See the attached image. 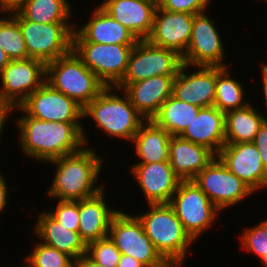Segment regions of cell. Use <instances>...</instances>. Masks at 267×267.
<instances>
[{
    "instance_id": "obj_32",
    "label": "cell",
    "mask_w": 267,
    "mask_h": 267,
    "mask_svg": "<svg viewBox=\"0 0 267 267\" xmlns=\"http://www.w3.org/2000/svg\"><path fill=\"white\" fill-rule=\"evenodd\" d=\"M34 244L33 251L24 258L27 267H74L75 260L68 254L42 242Z\"/></svg>"
},
{
    "instance_id": "obj_36",
    "label": "cell",
    "mask_w": 267,
    "mask_h": 267,
    "mask_svg": "<svg viewBox=\"0 0 267 267\" xmlns=\"http://www.w3.org/2000/svg\"><path fill=\"white\" fill-rule=\"evenodd\" d=\"M211 0H157V6L170 12L199 14L207 12Z\"/></svg>"
},
{
    "instance_id": "obj_40",
    "label": "cell",
    "mask_w": 267,
    "mask_h": 267,
    "mask_svg": "<svg viewBox=\"0 0 267 267\" xmlns=\"http://www.w3.org/2000/svg\"><path fill=\"white\" fill-rule=\"evenodd\" d=\"M7 183L5 178L3 177V174H0V215L4 211L5 207L7 206V199L8 198V190H7Z\"/></svg>"
},
{
    "instance_id": "obj_18",
    "label": "cell",
    "mask_w": 267,
    "mask_h": 267,
    "mask_svg": "<svg viewBox=\"0 0 267 267\" xmlns=\"http://www.w3.org/2000/svg\"><path fill=\"white\" fill-rule=\"evenodd\" d=\"M193 14L170 12L157 6L153 28L147 40L158 47L171 49L183 56L191 37Z\"/></svg>"
},
{
    "instance_id": "obj_37",
    "label": "cell",
    "mask_w": 267,
    "mask_h": 267,
    "mask_svg": "<svg viewBox=\"0 0 267 267\" xmlns=\"http://www.w3.org/2000/svg\"><path fill=\"white\" fill-rule=\"evenodd\" d=\"M257 147L262 163L267 169V120L265 119L260 125L255 140L253 141Z\"/></svg>"
},
{
    "instance_id": "obj_9",
    "label": "cell",
    "mask_w": 267,
    "mask_h": 267,
    "mask_svg": "<svg viewBox=\"0 0 267 267\" xmlns=\"http://www.w3.org/2000/svg\"><path fill=\"white\" fill-rule=\"evenodd\" d=\"M134 45L73 42L72 50L106 87L116 86L125 75Z\"/></svg>"
},
{
    "instance_id": "obj_44",
    "label": "cell",
    "mask_w": 267,
    "mask_h": 267,
    "mask_svg": "<svg viewBox=\"0 0 267 267\" xmlns=\"http://www.w3.org/2000/svg\"><path fill=\"white\" fill-rule=\"evenodd\" d=\"M10 59L6 55L5 51L0 48V72L9 63Z\"/></svg>"
},
{
    "instance_id": "obj_3",
    "label": "cell",
    "mask_w": 267,
    "mask_h": 267,
    "mask_svg": "<svg viewBox=\"0 0 267 267\" xmlns=\"http://www.w3.org/2000/svg\"><path fill=\"white\" fill-rule=\"evenodd\" d=\"M149 211L136 215L157 252L169 264L183 266L194 240L169 204H148ZM184 260V261H183Z\"/></svg>"
},
{
    "instance_id": "obj_4",
    "label": "cell",
    "mask_w": 267,
    "mask_h": 267,
    "mask_svg": "<svg viewBox=\"0 0 267 267\" xmlns=\"http://www.w3.org/2000/svg\"><path fill=\"white\" fill-rule=\"evenodd\" d=\"M114 90V86L106 87L84 108L83 117H91L97 129L109 137L131 142L146 119L131 104L124 91L121 96Z\"/></svg>"
},
{
    "instance_id": "obj_45",
    "label": "cell",
    "mask_w": 267,
    "mask_h": 267,
    "mask_svg": "<svg viewBox=\"0 0 267 267\" xmlns=\"http://www.w3.org/2000/svg\"><path fill=\"white\" fill-rule=\"evenodd\" d=\"M261 262H262L264 267H267V254H266L265 258H263V260Z\"/></svg>"
},
{
    "instance_id": "obj_28",
    "label": "cell",
    "mask_w": 267,
    "mask_h": 267,
    "mask_svg": "<svg viewBox=\"0 0 267 267\" xmlns=\"http://www.w3.org/2000/svg\"><path fill=\"white\" fill-rule=\"evenodd\" d=\"M200 107L180 101L171 95L152 120L171 136H180L197 117Z\"/></svg>"
},
{
    "instance_id": "obj_13",
    "label": "cell",
    "mask_w": 267,
    "mask_h": 267,
    "mask_svg": "<svg viewBox=\"0 0 267 267\" xmlns=\"http://www.w3.org/2000/svg\"><path fill=\"white\" fill-rule=\"evenodd\" d=\"M45 78L46 64L41 60H10L0 72V93L16 108L45 83Z\"/></svg>"
},
{
    "instance_id": "obj_7",
    "label": "cell",
    "mask_w": 267,
    "mask_h": 267,
    "mask_svg": "<svg viewBox=\"0 0 267 267\" xmlns=\"http://www.w3.org/2000/svg\"><path fill=\"white\" fill-rule=\"evenodd\" d=\"M168 204L195 242L221 212L193 180L181 181Z\"/></svg>"
},
{
    "instance_id": "obj_15",
    "label": "cell",
    "mask_w": 267,
    "mask_h": 267,
    "mask_svg": "<svg viewBox=\"0 0 267 267\" xmlns=\"http://www.w3.org/2000/svg\"><path fill=\"white\" fill-rule=\"evenodd\" d=\"M216 157L254 193L267 188V169L253 142L225 144Z\"/></svg>"
},
{
    "instance_id": "obj_26",
    "label": "cell",
    "mask_w": 267,
    "mask_h": 267,
    "mask_svg": "<svg viewBox=\"0 0 267 267\" xmlns=\"http://www.w3.org/2000/svg\"><path fill=\"white\" fill-rule=\"evenodd\" d=\"M171 135L152 119L145 120L131 143H134L139 163L169 161V141Z\"/></svg>"
},
{
    "instance_id": "obj_14",
    "label": "cell",
    "mask_w": 267,
    "mask_h": 267,
    "mask_svg": "<svg viewBox=\"0 0 267 267\" xmlns=\"http://www.w3.org/2000/svg\"><path fill=\"white\" fill-rule=\"evenodd\" d=\"M29 117L49 122H81L84 109L74 100L44 83L19 106Z\"/></svg>"
},
{
    "instance_id": "obj_6",
    "label": "cell",
    "mask_w": 267,
    "mask_h": 267,
    "mask_svg": "<svg viewBox=\"0 0 267 267\" xmlns=\"http://www.w3.org/2000/svg\"><path fill=\"white\" fill-rule=\"evenodd\" d=\"M11 14L19 22L29 58L47 64L72 51L74 23L43 24L26 20L18 11Z\"/></svg>"
},
{
    "instance_id": "obj_41",
    "label": "cell",
    "mask_w": 267,
    "mask_h": 267,
    "mask_svg": "<svg viewBox=\"0 0 267 267\" xmlns=\"http://www.w3.org/2000/svg\"><path fill=\"white\" fill-rule=\"evenodd\" d=\"M117 267H146V266L143 265L134 257L122 254Z\"/></svg>"
},
{
    "instance_id": "obj_2",
    "label": "cell",
    "mask_w": 267,
    "mask_h": 267,
    "mask_svg": "<svg viewBox=\"0 0 267 267\" xmlns=\"http://www.w3.org/2000/svg\"><path fill=\"white\" fill-rule=\"evenodd\" d=\"M56 168L47 195L56 200L77 201L92 197L104 189L97 184L103 157L91 147L48 161ZM101 185V186H100Z\"/></svg>"
},
{
    "instance_id": "obj_46",
    "label": "cell",
    "mask_w": 267,
    "mask_h": 267,
    "mask_svg": "<svg viewBox=\"0 0 267 267\" xmlns=\"http://www.w3.org/2000/svg\"><path fill=\"white\" fill-rule=\"evenodd\" d=\"M169 267H182V266H174V265H170Z\"/></svg>"
},
{
    "instance_id": "obj_10",
    "label": "cell",
    "mask_w": 267,
    "mask_h": 267,
    "mask_svg": "<svg viewBox=\"0 0 267 267\" xmlns=\"http://www.w3.org/2000/svg\"><path fill=\"white\" fill-rule=\"evenodd\" d=\"M183 65L177 52L139 40L129 57L125 75L119 83H134L155 76H176Z\"/></svg>"
},
{
    "instance_id": "obj_25",
    "label": "cell",
    "mask_w": 267,
    "mask_h": 267,
    "mask_svg": "<svg viewBox=\"0 0 267 267\" xmlns=\"http://www.w3.org/2000/svg\"><path fill=\"white\" fill-rule=\"evenodd\" d=\"M37 213V222L34 223V234L41 238L40 242L51 246L78 260L86 254V244L79 233L62 226L49 212Z\"/></svg>"
},
{
    "instance_id": "obj_35",
    "label": "cell",
    "mask_w": 267,
    "mask_h": 267,
    "mask_svg": "<svg viewBox=\"0 0 267 267\" xmlns=\"http://www.w3.org/2000/svg\"><path fill=\"white\" fill-rule=\"evenodd\" d=\"M55 210L48 212L58 221L62 226L67 227L72 231L79 230V200H58Z\"/></svg>"
},
{
    "instance_id": "obj_21",
    "label": "cell",
    "mask_w": 267,
    "mask_h": 267,
    "mask_svg": "<svg viewBox=\"0 0 267 267\" xmlns=\"http://www.w3.org/2000/svg\"><path fill=\"white\" fill-rule=\"evenodd\" d=\"M93 10L87 23L74 29L73 42L135 45L139 41L134 33L109 16L99 6Z\"/></svg>"
},
{
    "instance_id": "obj_39",
    "label": "cell",
    "mask_w": 267,
    "mask_h": 267,
    "mask_svg": "<svg viewBox=\"0 0 267 267\" xmlns=\"http://www.w3.org/2000/svg\"><path fill=\"white\" fill-rule=\"evenodd\" d=\"M27 0H0V13L8 14L18 11Z\"/></svg>"
},
{
    "instance_id": "obj_19",
    "label": "cell",
    "mask_w": 267,
    "mask_h": 267,
    "mask_svg": "<svg viewBox=\"0 0 267 267\" xmlns=\"http://www.w3.org/2000/svg\"><path fill=\"white\" fill-rule=\"evenodd\" d=\"M174 77L155 76L134 83H118L115 88L118 93L123 90L136 110L151 120L172 95Z\"/></svg>"
},
{
    "instance_id": "obj_1",
    "label": "cell",
    "mask_w": 267,
    "mask_h": 267,
    "mask_svg": "<svg viewBox=\"0 0 267 267\" xmlns=\"http://www.w3.org/2000/svg\"><path fill=\"white\" fill-rule=\"evenodd\" d=\"M14 109L23 113L16 120L23 155L35 158L37 162L47 163L88 145L82 122H49L29 117L20 107Z\"/></svg>"
},
{
    "instance_id": "obj_17",
    "label": "cell",
    "mask_w": 267,
    "mask_h": 267,
    "mask_svg": "<svg viewBox=\"0 0 267 267\" xmlns=\"http://www.w3.org/2000/svg\"><path fill=\"white\" fill-rule=\"evenodd\" d=\"M188 68L192 69V66L183 63L174 77L172 95L200 108L213 106L216 66H195L196 71L187 74Z\"/></svg>"
},
{
    "instance_id": "obj_22",
    "label": "cell",
    "mask_w": 267,
    "mask_h": 267,
    "mask_svg": "<svg viewBox=\"0 0 267 267\" xmlns=\"http://www.w3.org/2000/svg\"><path fill=\"white\" fill-rule=\"evenodd\" d=\"M105 188L98 194L79 200V236L86 246L107 237L113 216L119 211L109 208Z\"/></svg>"
},
{
    "instance_id": "obj_31",
    "label": "cell",
    "mask_w": 267,
    "mask_h": 267,
    "mask_svg": "<svg viewBox=\"0 0 267 267\" xmlns=\"http://www.w3.org/2000/svg\"><path fill=\"white\" fill-rule=\"evenodd\" d=\"M6 15L0 18V48L10 60L29 58L18 20L11 13Z\"/></svg>"
},
{
    "instance_id": "obj_11",
    "label": "cell",
    "mask_w": 267,
    "mask_h": 267,
    "mask_svg": "<svg viewBox=\"0 0 267 267\" xmlns=\"http://www.w3.org/2000/svg\"><path fill=\"white\" fill-rule=\"evenodd\" d=\"M193 181L222 212L251 196L253 190L233 174L217 157Z\"/></svg>"
},
{
    "instance_id": "obj_30",
    "label": "cell",
    "mask_w": 267,
    "mask_h": 267,
    "mask_svg": "<svg viewBox=\"0 0 267 267\" xmlns=\"http://www.w3.org/2000/svg\"><path fill=\"white\" fill-rule=\"evenodd\" d=\"M228 69L229 66H216V88L213 106L223 113L243 108L250 103L243 100L245 99L243 85L237 79L230 77Z\"/></svg>"
},
{
    "instance_id": "obj_20",
    "label": "cell",
    "mask_w": 267,
    "mask_h": 267,
    "mask_svg": "<svg viewBox=\"0 0 267 267\" xmlns=\"http://www.w3.org/2000/svg\"><path fill=\"white\" fill-rule=\"evenodd\" d=\"M98 6L134 33L139 40L150 36L157 0H108Z\"/></svg>"
},
{
    "instance_id": "obj_23",
    "label": "cell",
    "mask_w": 267,
    "mask_h": 267,
    "mask_svg": "<svg viewBox=\"0 0 267 267\" xmlns=\"http://www.w3.org/2000/svg\"><path fill=\"white\" fill-rule=\"evenodd\" d=\"M216 155L208 148L194 144L181 136H171L169 162L174 173L182 180H193Z\"/></svg>"
},
{
    "instance_id": "obj_24",
    "label": "cell",
    "mask_w": 267,
    "mask_h": 267,
    "mask_svg": "<svg viewBox=\"0 0 267 267\" xmlns=\"http://www.w3.org/2000/svg\"><path fill=\"white\" fill-rule=\"evenodd\" d=\"M180 136L217 155L225 145V113L215 106L200 108L197 117Z\"/></svg>"
},
{
    "instance_id": "obj_12",
    "label": "cell",
    "mask_w": 267,
    "mask_h": 267,
    "mask_svg": "<svg viewBox=\"0 0 267 267\" xmlns=\"http://www.w3.org/2000/svg\"><path fill=\"white\" fill-rule=\"evenodd\" d=\"M214 22L205 12L194 14L189 45L182 56L184 64L193 69L195 66L228 67L223 61L224 43Z\"/></svg>"
},
{
    "instance_id": "obj_43",
    "label": "cell",
    "mask_w": 267,
    "mask_h": 267,
    "mask_svg": "<svg viewBox=\"0 0 267 267\" xmlns=\"http://www.w3.org/2000/svg\"><path fill=\"white\" fill-rule=\"evenodd\" d=\"M261 66H262L261 75H262V83H263V86H262L263 87V92L262 93H264V97L263 98H265L264 102L266 103L265 105H266V108H267V63L264 64V62H263ZM266 114L267 113H264L263 115H264L265 119L267 120V117L265 116Z\"/></svg>"
},
{
    "instance_id": "obj_29",
    "label": "cell",
    "mask_w": 267,
    "mask_h": 267,
    "mask_svg": "<svg viewBox=\"0 0 267 267\" xmlns=\"http://www.w3.org/2000/svg\"><path fill=\"white\" fill-rule=\"evenodd\" d=\"M69 0H27L18 12L37 23H70L72 17Z\"/></svg>"
},
{
    "instance_id": "obj_8",
    "label": "cell",
    "mask_w": 267,
    "mask_h": 267,
    "mask_svg": "<svg viewBox=\"0 0 267 267\" xmlns=\"http://www.w3.org/2000/svg\"><path fill=\"white\" fill-rule=\"evenodd\" d=\"M108 236L121 254L132 256L146 267H169L157 252L135 215L118 211L112 218Z\"/></svg>"
},
{
    "instance_id": "obj_33",
    "label": "cell",
    "mask_w": 267,
    "mask_h": 267,
    "mask_svg": "<svg viewBox=\"0 0 267 267\" xmlns=\"http://www.w3.org/2000/svg\"><path fill=\"white\" fill-rule=\"evenodd\" d=\"M86 254L103 267H117L122 255L109 236L89 243Z\"/></svg>"
},
{
    "instance_id": "obj_27",
    "label": "cell",
    "mask_w": 267,
    "mask_h": 267,
    "mask_svg": "<svg viewBox=\"0 0 267 267\" xmlns=\"http://www.w3.org/2000/svg\"><path fill=\"white\" fill-rule=\"evenodd\" d=\"M263 113L249 103L247 106L225 113V144L248 143L255 140Z\"/></svg>"
},
{
    "instance_id": "obj_38",
    "label": "cell",
    "mask_w": 267,
    "mask_h": 267,
    "mask_svg": "<svg viewBox=\"0 0 267 267\" xmlns=\"http://www.w3.org/2000/svg\"><path fill=\"white\" fill-rule=\"evenodd\" d=\"M14 112V107L0 93V134L2 135L5 123L10 112ZM1 137V136H0Z\"/></svg>"
},
{
    "instance_id": "obj_34",
    "label": "cell",
    "mask_w": 267,
    "mask_h": 267,
    "mask_svg": "<svg viewBox=\"0 0 267 267\" xmlns=\"http://www.w3.org/2000/svg\"><path fill=\"white\" fill-rule=\"evenodd\" d=\"M244 230L240 236L241 248L247 252H252L262 261L267 254V219L258 225L251 226V228H244Z\"/></svg>"
},
{
    "instance_id": "obj_42",
    "label": "cell",
    "mask_w": 267,
    "mask_h": 267,
    "mask_svg": "<svg viewBox=\"0 0 267 267\" xmlns=\"http://www.w3.org/2000/svg\"><path fill=\"white\" fill-rule=\"evenodd\" d=\"M74 267H103L99 263L93 261L87 254L75 260Z\"/></svg>"
},
{
    "instance_id": "obj_16",
    "label": "cell",
    "mask_w": 267,
    "mask_h": 267,
    "mask_svg": "<svg viewBox=\"0 0 267 267\" xmlns=\"http://www.w3.org/2000/svg\"><path fill=\"white\" fill-rule=\"evenodd\" d=\"M131 175L146 197L147 204H168L182 181L169 161L134 163Z\"/></svg>"
},
{
    "instance_id": "obj_5",
    "label": "cell",
    "mask_w": 267,
    "mask_h": 267,
    "mask_svg": "<svg viewBox=\"0 0 267 267\" xmlns=\"http://www.w3.org/2000/svg\"><path fill=\"white\" fill-rule=\"evenodd\" d=\"M45 82L83 109L106 88L73 50L46 64Z\"/></svg>"
}]
</instances>
